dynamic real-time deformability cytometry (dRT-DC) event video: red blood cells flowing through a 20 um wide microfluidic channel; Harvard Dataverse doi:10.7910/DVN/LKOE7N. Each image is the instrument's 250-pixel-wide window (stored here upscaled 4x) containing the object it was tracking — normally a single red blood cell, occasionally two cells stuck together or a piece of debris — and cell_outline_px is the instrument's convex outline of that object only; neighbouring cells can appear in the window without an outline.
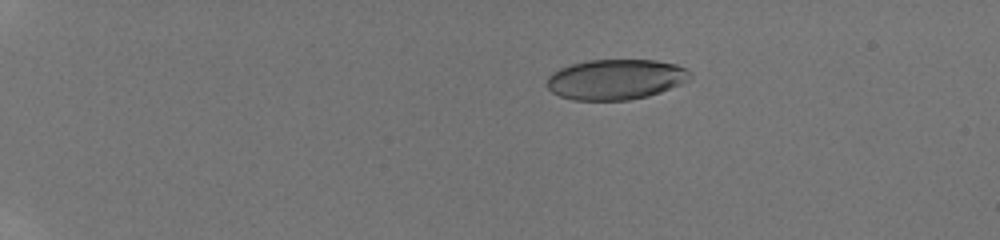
{"species": "human", "species_latin": "Homo sapiens", "temperature_condition": "room temperature", "stored_images_in_passage": 41, "camera_frame_rate_fps": 3000, "um_per_image_px": 0.085, "donor": {"sex": "male"}, "frame": {"image": 1, "passage_image": 1, "time_ms": 0.0, "image_size_px": [1000, 240], "cell_outline_px": [[692, 76], [688, 80], [680, 84], [660, 92], [648, 96], [628, 100], [572, 100], [560, 96], [552, 92], [548, 88], [548, 76], [552, 72], [560, 68], [572, 64], [588, 60], [656, 60], [676, 64], [688, 68], [692, 72]], "centroid_in_image_um": [52.36, 6.74], "position_along_channel_um": 32.6, "area_um2": 33.76}}
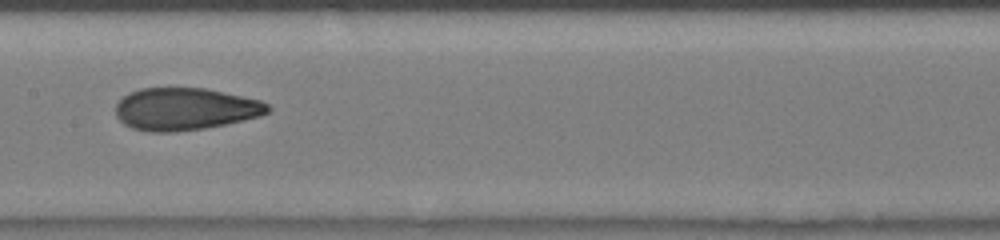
{"frame": {"image": 2, "passage_image": 20, "time_ms": 6.333, "image_size_px": [1000, 240], "cell_outline_px": [[272, 108], [268, 112], [260, 116], [224, 124], [204, 128], [176, 132], [152, 132], [132, 128], [124, 124], [116, 116], [116, 104], [128, 92], [140, 88], [204, 88], [260, 100], [268, 104]], "centroid_in_image_um": [15.71, 9.26], "position_along_channel_um": 191.7, "area_um2": 37.4}}
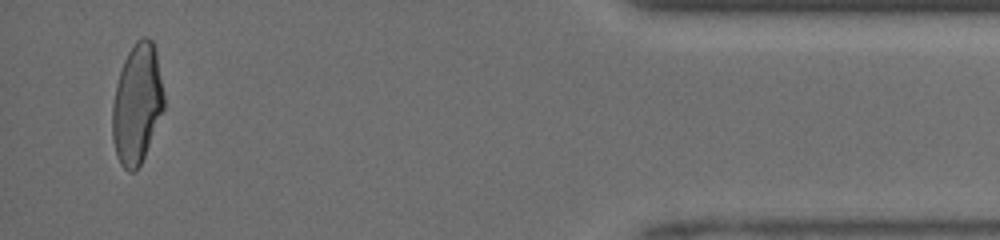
{"frame": {"image": 3, "passage_image": 40, "time_ms": 13.0, "image_size_px": [1000, 240], "cell_outline_px": [[164, 108], [144, 156], [140, 164], [132, 172], [128, 172], [120, 164], [112, 140], [112, 104], [116, 84], [124, 60], [128, 52], [136, 40], [144, 36], [148, 36], [152, 40], [156, 52], [164, 92]], "centroid_in_image_um": [11.64, 8.81], "position_along_channel_um": 423.6, "area_um2": 35.89}, "authors_computed_cell_mechanics": {"area_um2": 36.5296, "velocity_mm_per_s": 4.2555, "shape_relaxation_time_tau1_ms": 7.6429, "shape_relaxation_time_tau2_ms": 1.0576, "deformation_change_tau1": 0.2467, "deformation_change_tau2": 0.0829}}